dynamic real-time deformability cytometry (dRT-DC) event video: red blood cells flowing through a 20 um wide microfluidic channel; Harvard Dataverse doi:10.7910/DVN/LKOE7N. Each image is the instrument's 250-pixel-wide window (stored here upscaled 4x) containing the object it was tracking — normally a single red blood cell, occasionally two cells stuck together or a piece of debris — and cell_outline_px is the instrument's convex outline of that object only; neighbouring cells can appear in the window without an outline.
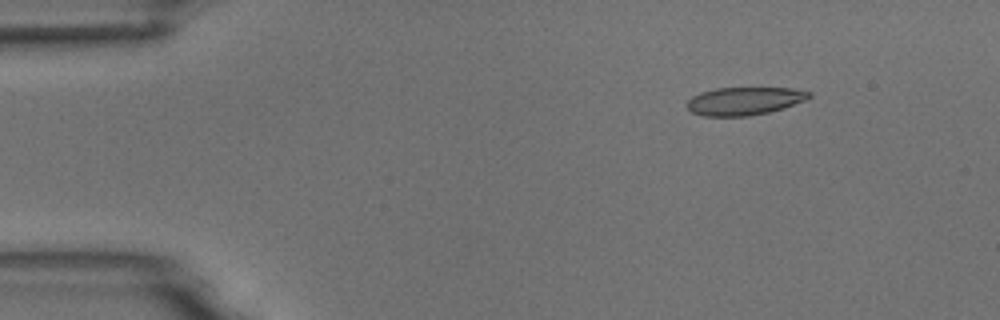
{"species": "common noctule bat (a hibernating species)", "species_latin": "Nyctalus noctula", "temperature_condition": "room temperature", "stored_images_in_passage": 4, "camera_frame_rate_fps": 3000, "um_per_image_px": 0.085, "animal": {"sex": "male", "body_mass_g": 18.8}, "frame": {"image": 1, "passage_image": 2, "time_ms": 1.0, "image_size_px": [1000, 320], "cell_outline_px": [[812, 96], [804, 100], [784, 108], [768, 112], [748, 116], [704, 116], [692, 112], [684, 104], [692, 96], [700, 92], [716, 88], [792, 88], [812, 92]], "centroid_in_image_um": [63.25, 8.58], "position_along_channel_um": 21.8, "area_um2": 19.94}}
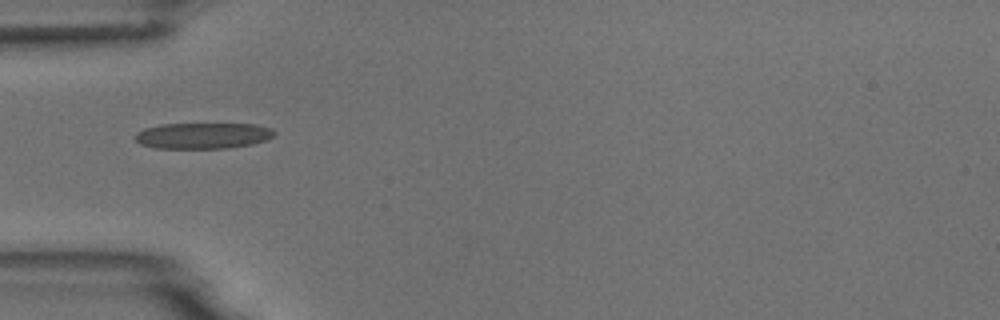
{"frame": {"image": 2, "passage_image": 4, "time_ms": 4.333, "image_size_px": [1000, 320], "cell_outline_px": [[276, 132], [272, 136], [264, 140], [252, 144], [228, 148], [156, 148], [140, 144], [132, 136], [136, 132], [144, 128], [160, 124], [256, 124], [272, 128]], "centroid_in_image_um": [17.2, 11.52], "position_along_channel_um": 67.8, "area_um2": 21.15}}